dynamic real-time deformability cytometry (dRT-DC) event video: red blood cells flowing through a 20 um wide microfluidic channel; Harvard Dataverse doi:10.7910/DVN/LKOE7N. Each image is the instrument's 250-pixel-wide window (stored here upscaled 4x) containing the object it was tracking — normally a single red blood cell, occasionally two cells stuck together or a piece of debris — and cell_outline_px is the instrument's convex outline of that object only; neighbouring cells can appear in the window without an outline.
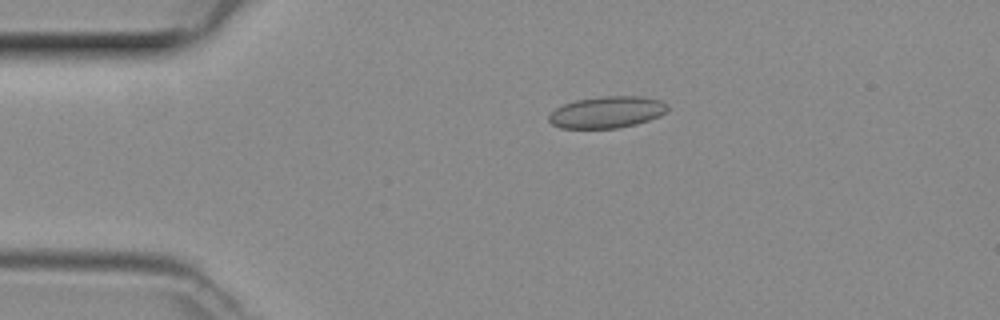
{"species": "common noctule bat (a hibernating species)", "species_latin": "Nyctalus noctula", "temperature_condition": "room temperature", "stored_images_in_passage": 39, "camera_frame_rate_fps": 3000, "um_per_image_px": 0.085, "animal": {"sex": "female", "body_mass_g": 29.2, "forearm_length_mm": 56.3}, "frame": {"image": 1, "passage_image": 1, "time_ms": 0.0, "image_size_px": [1000, 320], "cell_outline_px": [[668, 108], [660, 116], [636, 124], [616, 128], [560, 128], [552, 124], [548, 120], [548, 116], [556, 108], [564, 104], [576, 100], [600, 96], [640, 96], [660, 100]], "centroid_in_image_um": [51.56, 9.53], "position_along_channel_um": 33.4, "area_um2": 21.73}}
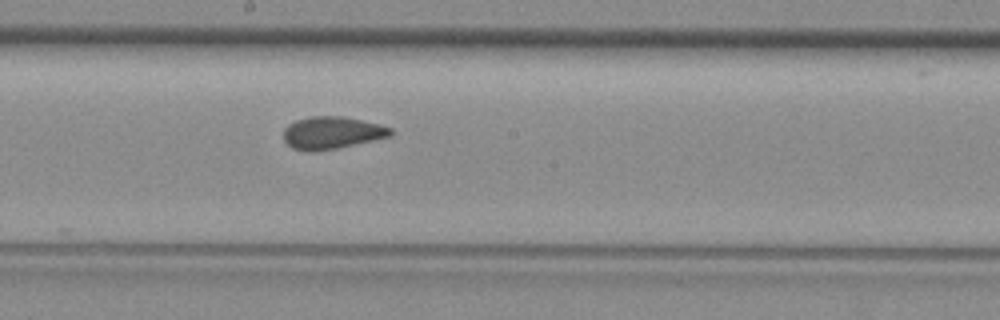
{"frame": {"image": 2, "passage_image": 17, "time_ms": 5.333, "image_size_px": [1000, 320], "cell_outline_px": [[392, 136], [336, 148], [312, 152], [308, 152], [292, 148], [284, 140], [284, 128], [288, 124], [296, 120], [308, 116], [344, 116], [380, 124], [392, 128]], "centroid_in_image_um": [28.2, 11.28], "position_along_channel_um": 220.0, "area_um2": 20.29}}
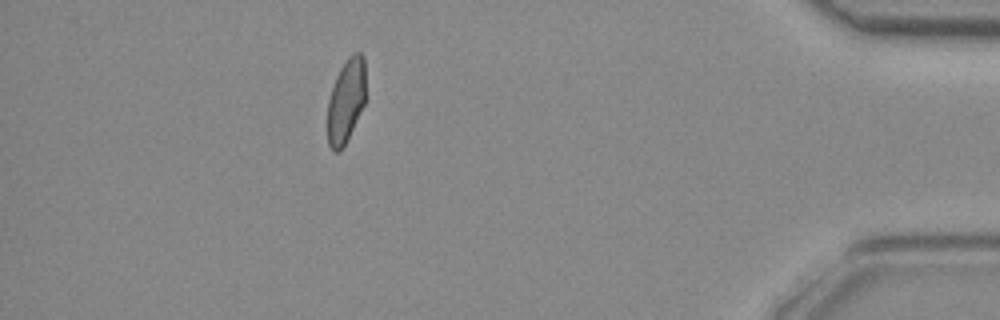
{"frame": {"image": 3, "passage_image": 34, "time_ms": 11.0, "image_size_px": [1000, 320], "cell_outline_px": [[364, 104], [340, 152], [332, 152], [328, 144], [328, 100], [336, 76], [340, 68], [348, 56], [352, 52], [360, 52], [364, 56]], "centroid_in_image_um": [29.39, 8.54], "position_along_channel_um": 405.8, "area_um2": 18.38}}